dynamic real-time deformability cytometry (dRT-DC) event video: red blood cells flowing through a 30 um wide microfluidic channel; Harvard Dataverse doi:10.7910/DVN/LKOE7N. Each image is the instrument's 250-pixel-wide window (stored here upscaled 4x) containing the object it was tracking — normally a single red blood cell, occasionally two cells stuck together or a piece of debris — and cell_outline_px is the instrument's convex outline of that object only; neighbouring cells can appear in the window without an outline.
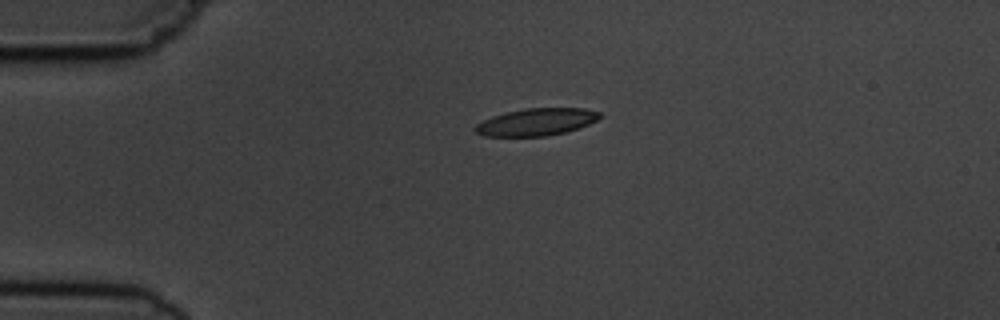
{"species": "common noctule bat (a hibernating species)", "species_latin": "Nyctalus noctula", "temperature_condition": "cold", "stored_images_in_passage": 3, "camera_frame_rate_fps": 3000, "um_per_image_px": 0.085, "animal": {"sex": "male", "body_mass_g": 19.5, "forearm_length_mm": 54.6}, "frame": {"image": 1, "passage_image": 1, "time_ms": 0.0, "image_size_px": [1000, 320], "cell_outline_px": [[600, 116], [596, 120], [588, 124], [564, 132], [544, 136], [484, 136], [476, 132], [472, 128], [476, 124], [492, 116], [504, 112], [524, 108], [584, 108], [600, 112]], "centroid_in_image_um": [45.54, 10.36], "position_along_channel_um": 39.5, "area_um2": 19.65}}
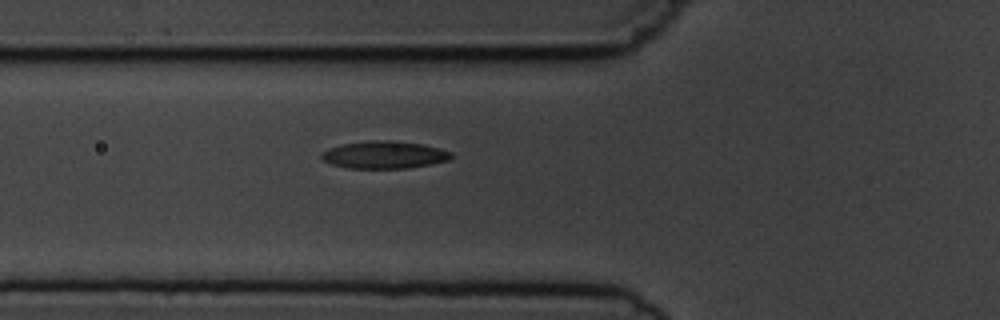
{"frame": {"image": 2, "passage_image": 3, "time_ms": 2.333, "image_size_px": [1000, 320], "cell_outline_px": [[452, 156], [448, 160], [408, 168], [348, 168], [332, 164], [324, 160], [320, 156], [320, 152], [328, 148], [340, 144], [372, 140], [396, 140], [424, 144], [440, 148], [452, 152]], "centroid_in_image_um": [32.64, 13.14], "position_along_channel_um": 93.2, "area_um2": 20.87}}